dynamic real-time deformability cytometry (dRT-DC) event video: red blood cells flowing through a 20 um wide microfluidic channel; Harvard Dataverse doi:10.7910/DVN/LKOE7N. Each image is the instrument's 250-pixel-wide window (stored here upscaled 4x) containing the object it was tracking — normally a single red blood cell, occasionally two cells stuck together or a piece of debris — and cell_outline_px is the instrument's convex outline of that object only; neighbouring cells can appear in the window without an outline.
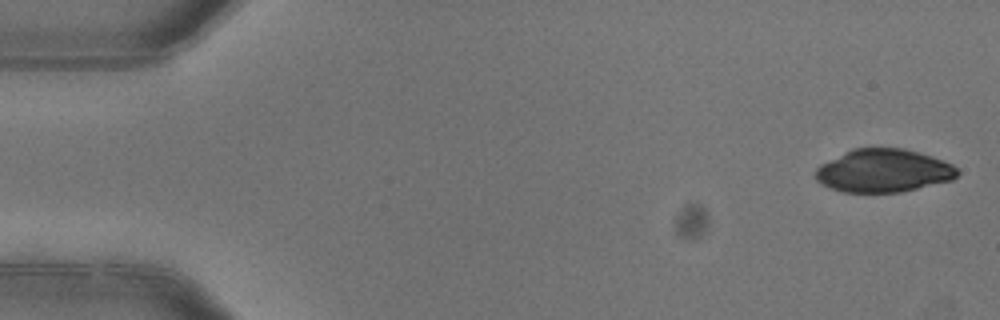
{"species": "common noctule bat (a hibernating species)", "species_latin": "Nyctalus noctula", "temperature_condition": "warm", "stored_images_in_passage": 4, "camera_frame_rate_fps": 3000, "um_per_image_px": 0.085, "animal": {"sex": "female"}, "frame": {"image": 1, "passage_image": 1, "time_ms": 0.0, "image_size_px": [1000, 320], "cell_outline_px": [[960, 172], [952, 180], [900, 192], [844, 192], [832, 188], [816, 180], [816, 168], [820, 164], [852, 148], [904, 148], [932, 156], [952, 164]], "centroid_in_image_um": [75.1, 14.5], "position_along_channel_um": 9.9, "area_um2": 35.43}}